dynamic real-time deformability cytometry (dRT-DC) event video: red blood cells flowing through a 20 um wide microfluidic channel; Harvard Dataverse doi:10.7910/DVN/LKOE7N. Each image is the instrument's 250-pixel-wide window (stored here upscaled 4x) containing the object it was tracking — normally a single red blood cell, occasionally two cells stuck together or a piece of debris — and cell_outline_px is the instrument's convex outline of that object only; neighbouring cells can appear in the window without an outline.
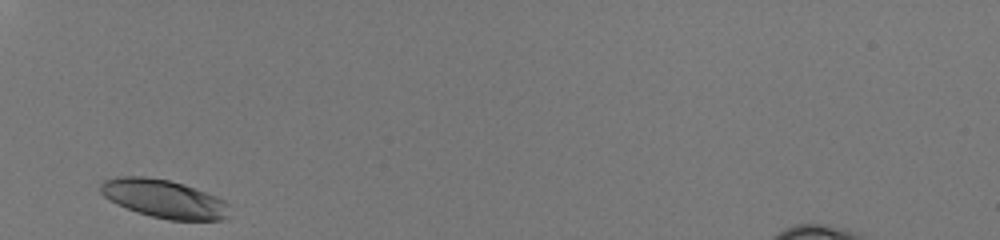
{"species": "human", "species_latin": "Homo sapiens", "temperature_condition": "room temperature", "stored_images_in_passage": 26, "camera_frame_rate_fps": 3000, "um_per_image_px": 0.085, "donor": {"sex": "male"}, "frame": {"image": 1, "passage_image": 1, "time_ms": 0.0, "image_size_px": [1000, 240], "cell_outline_px": [[228, 216], [220, 220], [168, 220], [136, 212], [116, 204], [104, 196], [100, 192], [100, 184], [104, 180], [120, 176], [144, 176], [168, 180], [184, 184], [216, 196], [224, 200], [228, 204]], "centroid_in_image_um": [13.92, 16.89], "position_along_channel_um": 71.1, "area_um2": 28.73}}
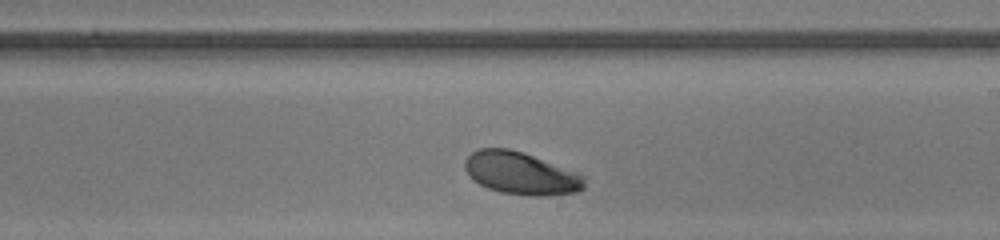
{"frame": {"image": 2, "passage_image": 15, "time_ms": 4.667, "image_size_px": [1000, 240], "cell_outline_px": [[584, 188], [576, 192], [540, 196], [528, 196], [500, 192], [488, 188], [480, 184], [464, 168], [464, 160], [472, 152], [480, 148], [508, 148], [580, 172], [584, 176]], "centroid_in_image_um": [44.3, 14.73], "position_along_channel_um": 244.7, "area_um2": 29.36}}
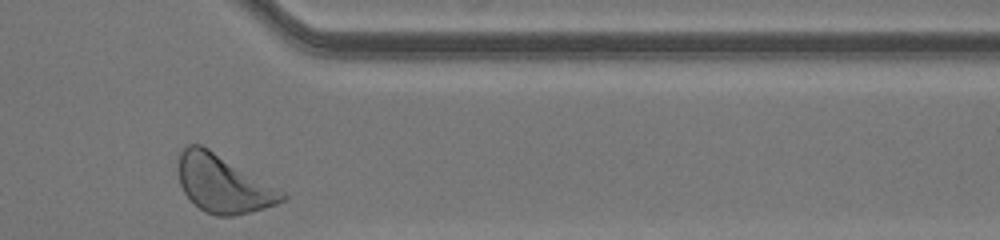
{"frame": {"image": 3, "passage_image": 26, "time_ms": 8.333, "image_size_px": [1000, 240], "cell_outline_px": [[288, 196], [284, 200], [276, 204], [252, 212], [232, 216], [216, 216], [204, 212], [184, 192], [180, 184], [176, 168], [180, 152], [188, 144], [200, 144], [208, 148], [284, 192]], "centroid_in_image_um": [18.93, 15.63], "position_along_channel_um": 392.5, "area_um2": 34.56}, "authors_computed_cell_mechanics": {"area_um2": 29.5936, "velocity_mm_per_s": 4.0481, "shape_relaxation_time_tau1_ms": 1.8685, "shape_relaxation_time_tau2_ms": null, "deformation_change_tau1": 0.1104, "deformation_change_tau2": null}}